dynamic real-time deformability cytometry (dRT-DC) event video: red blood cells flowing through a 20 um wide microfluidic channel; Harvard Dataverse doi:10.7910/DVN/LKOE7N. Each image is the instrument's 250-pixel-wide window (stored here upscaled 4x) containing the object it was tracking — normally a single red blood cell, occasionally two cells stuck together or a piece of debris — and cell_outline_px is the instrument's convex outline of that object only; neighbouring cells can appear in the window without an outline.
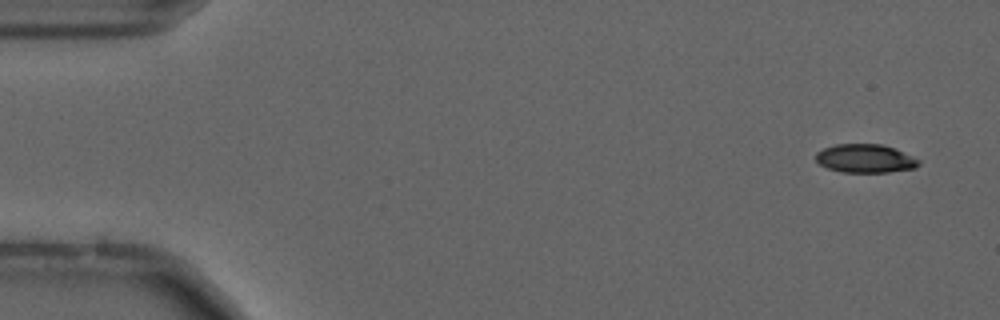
{"species": "common noctule bat (a hibernating species)", "species_latin": "Nyctalus noctula", "temperature_condition": "cold", "stored_images_in_passage": 55, "camera_frame_rate_fps": 3000, "um_per_image_px": 0.085, "animal": {"sex": "male", "forearm_length_mm": 52.5}, "frame": {"image": 1, "passage_image": 3, "time_ms": 0.667, "image_size_px": [1000, 320], "cell_outline_px": [[920, 164], [916, 168], [888, 172], [840, 172], [828, 168], [820, 164], [816, 160], [816, 152], [824, 148], [836, 144], [884, 144], [896, 148], [920, 160]], "centroid_in_image_um": [73.57, 13.47], "position_along_channel_um": 11.4, "area_um2": 17.22}}
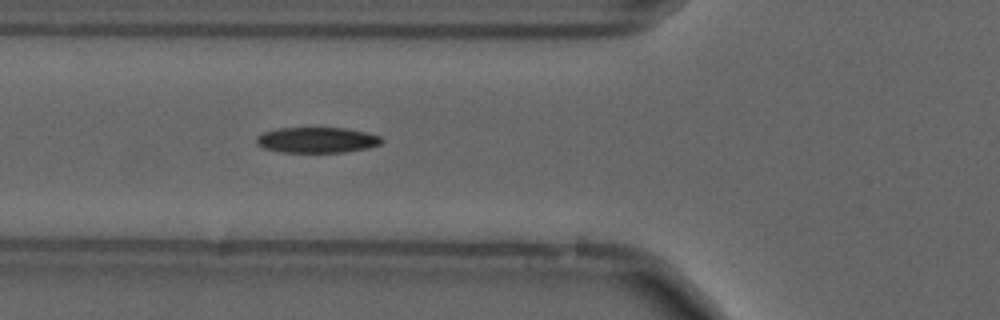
{"frame": {"image": 2, "passage_image": 20, "time_ms": 6.333, "image_size_px": [1000, 320], "cell_outline_px": [[384, 140], [380, 144], [368, 148], [344, 152], [280, 152], [264, 148], [256, 144], [256, 136], [264, 132], [280, 128], [348, 128], [368, 132], [380, 136]], "centroid_in_image_um": [26.96, 11.9], "position_along_channel_um": 98.8, "area_um2": 18.79}}
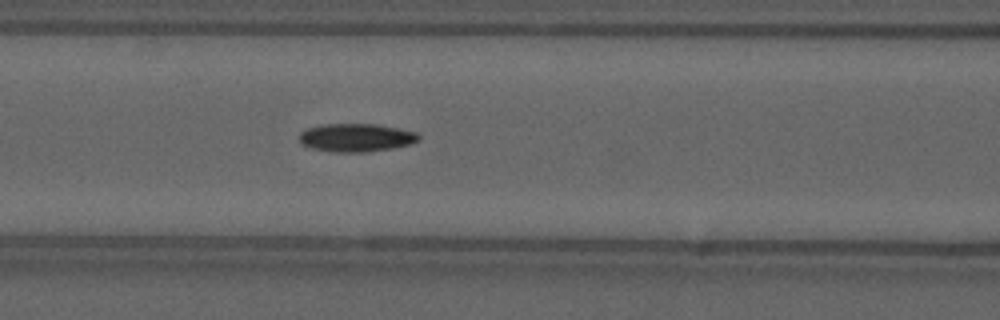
{"frame": {"image": 3, "passage_image": 23, "time_ms": 7.333, "image_size_px": [1000, 320], "cell_outline_px": [[420, 140], [408, 144], [392, 148], [368, 152], [332, 152], [312, 148], [300, 144], [300, 132], [308, 128], [324, 124], [376, 124], [416, 132], [420, 136]], "centroid_in_image_um": [30.26, 11.7], "position_along_channel_um": 136.3, "area_um2": 19.54}}